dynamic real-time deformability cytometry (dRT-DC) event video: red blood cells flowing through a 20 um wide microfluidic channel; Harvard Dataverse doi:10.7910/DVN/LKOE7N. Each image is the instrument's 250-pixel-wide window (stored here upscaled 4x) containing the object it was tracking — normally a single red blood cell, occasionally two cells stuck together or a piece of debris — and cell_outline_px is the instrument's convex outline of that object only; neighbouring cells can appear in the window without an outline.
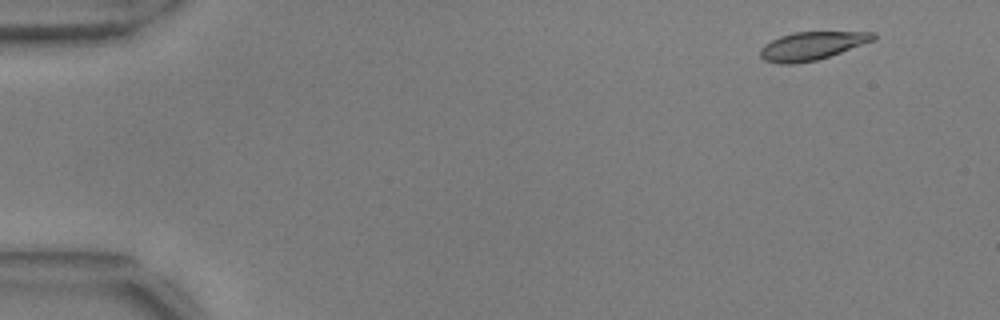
{"species": "common noctule bat (a hibernating species)", "species_latin": "Nyctalus noctula", "temperature_condition": "warm", "stored_images_in_passage": 9, "camera_frame_rate_fps": 3000, "um_per_image_px": 0.085, "animal": {"sex": "male", "body_mass_g": 17.9, "forearm_length_mm": 54.2}, "frame": {"image": 1, "passage_image": 3, "time_ms": 0.667, "image_size_px": [1000, 320], "cell_outline_px": [[876, 40], [816, 60], [792, 64], [780, 64], [764, 60], [760, 56], [760, 48], [764, 44], [780, 36], [792, 32], [876, 32]], "centroid_in_image_um": [68.99, 3.89], "position_along_channel_um": 16.0, "area_um2": 18.5}}